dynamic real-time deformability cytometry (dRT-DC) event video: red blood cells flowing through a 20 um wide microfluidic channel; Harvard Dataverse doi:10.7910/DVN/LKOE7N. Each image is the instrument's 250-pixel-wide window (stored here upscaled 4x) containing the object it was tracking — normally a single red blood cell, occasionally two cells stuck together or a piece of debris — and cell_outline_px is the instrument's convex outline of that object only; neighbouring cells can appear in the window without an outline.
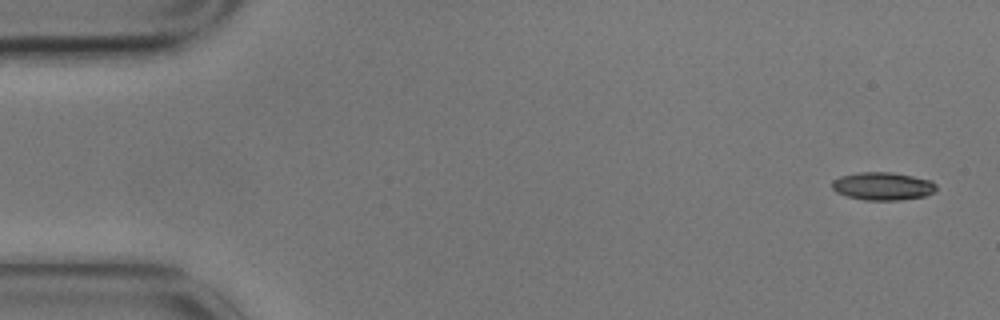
{"species": "common noctule bat (a hibernating species)", "species_latin": "Nyctalus noctula", "temperature_condition": "cold", "stored_images_in_passage": 5, "camera_frame_rate_fps": 3000, "um_per_image_px": 0.085, "animal": {"sex": "male", "body_mass_g": 17.9}, "frame": {"image": 1, "passage_image": 1, "time_ms": 0.0, "image_size_px": [1000, 320], "cell_outline_px": [[936, 192], [924, 196], [900, 200], [864, 200], [848, 196], [836, 192], [832, 188], [832, 180], [840, 176], [860, 172], [892, 172], [932, 180], [936, 184]], "centroid_in_image_um": [75.05, 15.82], "position_along_channel_um": 10.0, "area_um2": 17.05}}
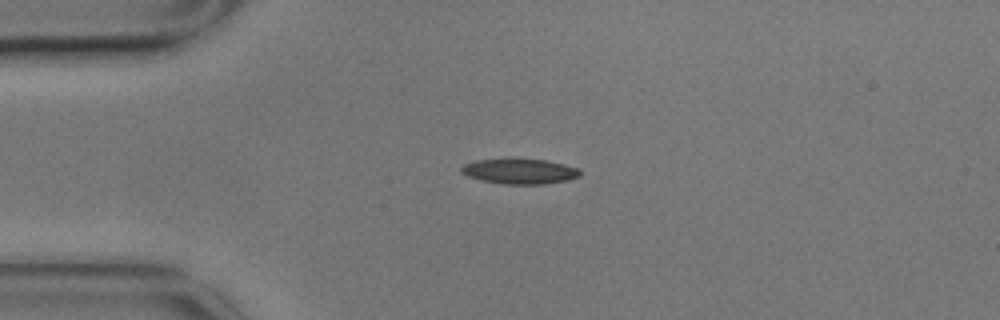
{"frame": {"image": 2, "passage_image": 4, "time_ms": 1.0, "image_size_px": [1000, 320], "cell_outline_px": [[580, 176], [568, 180], [544, 184], [504, 184], [484, 180], [468, 176], [460, 172], [460, 168], [464, 164], [476, 160], [544, 160], [564, 164], [580, 168]], "centroid_in_image_um": [44.21, 14.58], "position_along_channel_um": 40.8, "area_um2": 17.05}}